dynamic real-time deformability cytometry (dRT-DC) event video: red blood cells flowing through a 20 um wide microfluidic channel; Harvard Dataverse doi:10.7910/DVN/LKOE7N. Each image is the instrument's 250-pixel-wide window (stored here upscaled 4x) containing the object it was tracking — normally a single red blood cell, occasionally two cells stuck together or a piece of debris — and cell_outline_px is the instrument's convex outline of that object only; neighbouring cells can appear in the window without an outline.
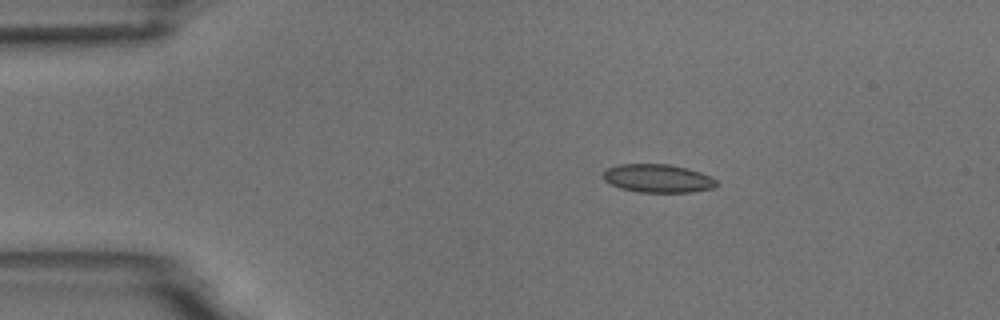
{"species": "common noctule bat (a hibernating species)", "species_latin": "Nyctalus noctula", "temperature_condition": "room temperature", "stored_images_in_passage": 4, "camera_frame_rate_fps": 3000, "um_per_image_px": 0.085, "animal": {"sex": "male", "body_mass_g": 18.8}, "frame": {"image": 1, "passage_image": 3, "time_ms": 2.333, "image_size_px": [1000, 320], "cell_outline_px": [[720, 184], [712, 188], [692, 192], [640, 192], [620, 188], [604, 180], [604, 172], [608, 168], [620, 164], [668, 164], [688, 168], [712, 176]], "centroid_in_image_um": [55.97, 15.16], "position_along_channel_um": 29.0, "area_um2": 18.67}}